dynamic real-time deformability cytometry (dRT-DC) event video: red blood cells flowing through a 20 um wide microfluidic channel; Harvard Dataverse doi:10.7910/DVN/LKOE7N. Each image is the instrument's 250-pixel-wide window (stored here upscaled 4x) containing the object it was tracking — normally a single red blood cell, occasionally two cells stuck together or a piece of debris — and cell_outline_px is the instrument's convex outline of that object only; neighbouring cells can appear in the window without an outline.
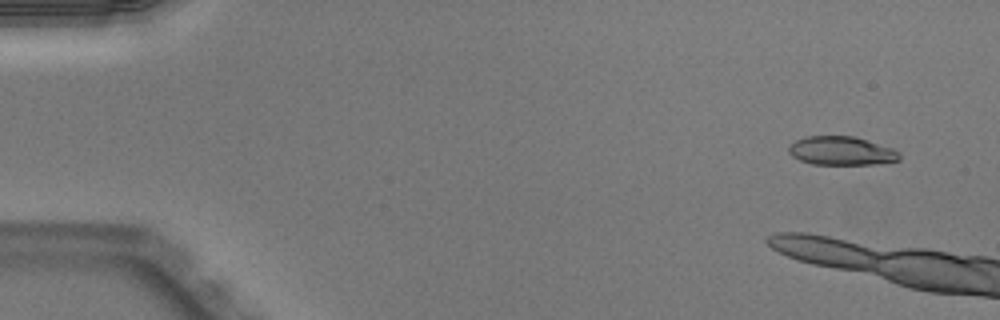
{"species": "Egyptian fruit bat (a non-hibernating species)", "species_latin": "Rousettus aegyptiacus", "temperature_condition": "warm", "stored_images_in_passage": 8, "camera_frame_rate_fps": 3000, "um_per_image_px": 0.085, "animal": {"sex": "male"}, "frame": {"image": 1, "passage_image": 4, "time_ms": 1.0, "image_size_px": [1000, 320], "cell_outline_px": [[900, 160], [876, 164], [812, 164], [800, 160], [792, 156], [788, 152], [788, 148], [796, 140], [808, 136], [856, 136], [892, 148], [900, 152]], "centroid_in_image_um": [71.54, 12.82], "position_along_channel_um": 13.5, "area_um2": 18.5}}